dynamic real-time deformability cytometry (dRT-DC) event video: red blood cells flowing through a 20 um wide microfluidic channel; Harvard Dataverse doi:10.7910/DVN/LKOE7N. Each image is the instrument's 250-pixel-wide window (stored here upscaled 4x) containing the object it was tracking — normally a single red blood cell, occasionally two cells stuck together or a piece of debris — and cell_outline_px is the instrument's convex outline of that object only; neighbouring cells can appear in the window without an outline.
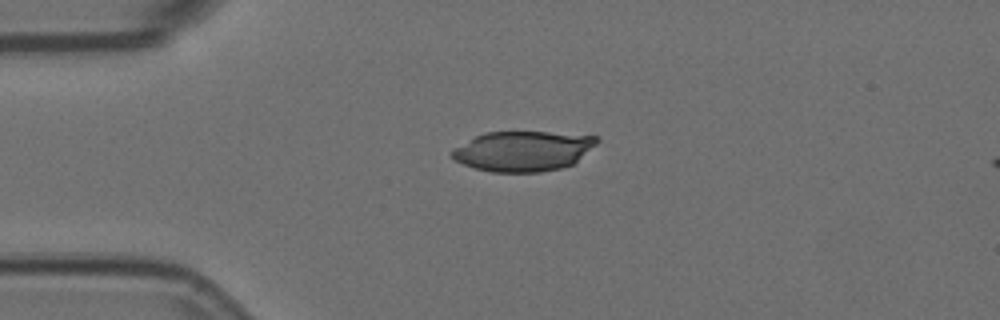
{"species": "Egyptian fruit bat (a non-hibernating species)", "species_latin": "Rousettus aegyptiacus", "temperature_condition": "room temperature", "stored_images_in_passage": 3, "camera_frame_rate_fps": 3000, "um_per_image_px": 0.085, "animal": {"sex": "female"}, "frame": {"image": 1, "passage_image": 3, "time_ms": 0.667, "image_size_px": [1000, 320], "cell_outline_px": [[600, 140], [596, 144], [572, 164], [560, 168], [540, 172], [492, 172], [476, 168], [464, 164], [456, 160], [448, 152], [476, 136], [484, 132], [548, 132], [600, 136]], "centroid_in_image_um": [44.47, 12.83], "position_along_channel_um": 40.5, "area_um2": 33.58}}